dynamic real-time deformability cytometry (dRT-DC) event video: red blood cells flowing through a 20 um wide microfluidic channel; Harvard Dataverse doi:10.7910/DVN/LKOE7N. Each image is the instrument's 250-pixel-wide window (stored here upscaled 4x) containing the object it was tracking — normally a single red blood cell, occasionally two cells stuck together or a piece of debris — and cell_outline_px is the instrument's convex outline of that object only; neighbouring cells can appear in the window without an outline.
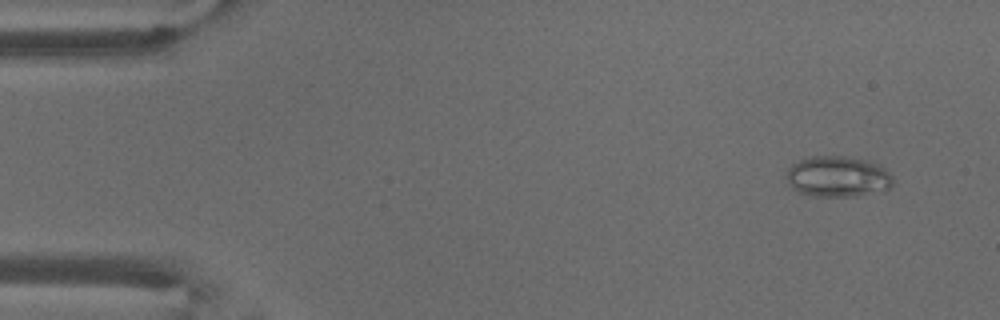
{"species": "common noctule bat (a hibernating species)", "species_latin": "Nyctalus noctula", "temperature_condition": "warm", "stored_images_in_passage": 3, "camera_frame_rate_fps": 3000, "um_per_image_px": 0.085, "animal": {"sex": "male", "body_mass_g": 18.8}, "frame": {"image": 1, "passage_image": 1, "time_ms": 0.0, "image_size_px": [1000, 320], "cell_outline_px": [[892, 184], [884, 192], [856, 196], [812, 196], [800, 192], [792, 188], [788, 184], [788, 168], [792, 164], [800, 160], [812, 156], [844, 156], [864, 160], [880, 164], [892, 176]], "centroid_in_image_um": [71.24, 15.02], "position_along_channel_um": 13.8, "area_um2": 25.37}}